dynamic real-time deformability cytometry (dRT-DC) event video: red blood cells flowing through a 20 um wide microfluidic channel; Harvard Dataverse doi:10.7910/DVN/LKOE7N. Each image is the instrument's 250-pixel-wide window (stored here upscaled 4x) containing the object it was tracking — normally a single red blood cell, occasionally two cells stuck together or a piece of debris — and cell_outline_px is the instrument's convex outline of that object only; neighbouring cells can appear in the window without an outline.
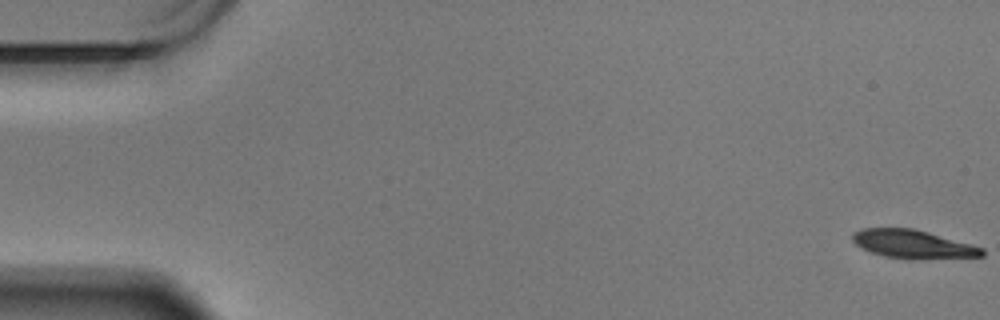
{"species": "Egyptian fruit bat (a non-hibernating species)", "species_latin": "Rousettus aegyptiacus", "temperature_condition": "warm", "stored_images_in_passage": 60, "camera_frame_rate_fps": 3000, "um_per_image_px": 0.085, "animal": {"sex": "male"}, "frame": {"image": 1, "passage_image": 1, "time_ms": 0.0, "image_size_px": [1000, 320], "cell_outline_px": [[984, 256], [884, 256], [872, 252], [856, 244], [852, 240], [852, 232], [860, 228], [912, 228], [928, 232], [972, 244], [984, 248]], "centroid_in_image_um": [77.53, 20.68], "position_along_channel_um": 7.5, "area_um2": 20.11}}
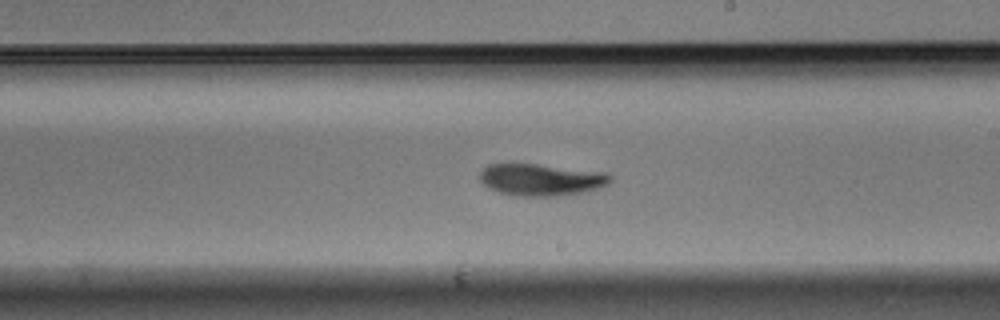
{"frame": {"image": 2, "passage_image": 35, "time_ms": 11.333, "image_size_px": [1000, 320], "cell_outline_px": [[612, 180], [608, 184], [600, 188], [584, 192], [552, 196], [512, 196], [488, 188], [480, 180], [480, 172], [488, 164], [536, 164], [608, 172], [612, 176]], "centroid_in_image_um": [46.03, 15.27], "position_along_channel_um": 243.0, "area_um2": 24.39}}
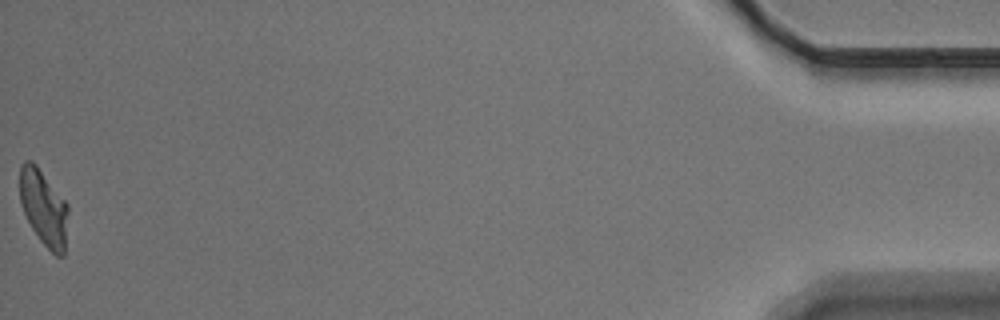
{"frame": {"image": 3, "passage_image": 60, "time_ms": 19.667, "image_size_px": [1000, 320], "cell_outline_px": [[68, 212], [64, 256], [56, 256], [40, 240], [32, 228], [20, 204], [20, 164], [24, 160], [32, 160], [36, 164], [68, 204]], "centroid_in_image_um": [3.71, 17.63], "position_along_channel_um": 431.5, "area_um2": 21.33}, "authors_computed_cell_mechanics": {"area_um2": 23.1778, "velocity_mm_per_s": 3.4142, "shape_relaxation_time_tau1_ms": 3.5283, "shape_relaxation_time_tau2_ms": 4.1898, "deformation_change_tau1": 0.1401, "deformation_change_tau2": 0.0879}}